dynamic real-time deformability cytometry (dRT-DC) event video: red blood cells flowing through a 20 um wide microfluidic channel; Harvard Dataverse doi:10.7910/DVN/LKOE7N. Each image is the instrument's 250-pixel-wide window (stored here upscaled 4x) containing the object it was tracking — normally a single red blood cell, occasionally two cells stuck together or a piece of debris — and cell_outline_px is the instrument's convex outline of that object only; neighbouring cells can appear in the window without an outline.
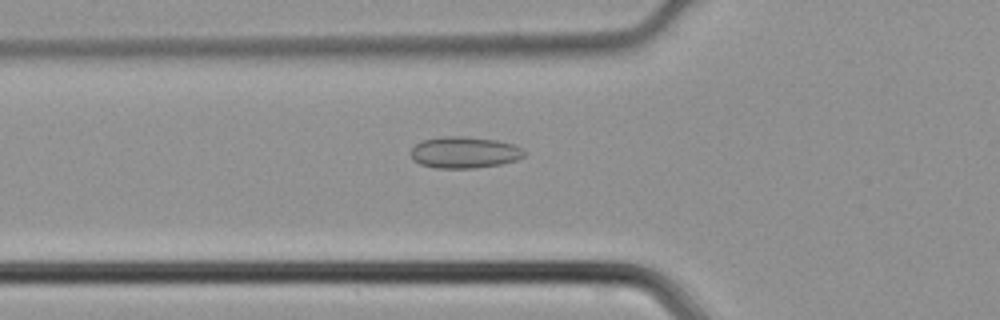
{"species": "common noctule bat (a hibernating species)", "species_latin": "Nyctalus noctula", "temperature_condition": "cold", "stored_images_in_passage": 32, "camera_frame_rate_fps": 3000, "um_per_image_px": 0.085, "animal": {"sex": "male", "body_mass_g": 21.5, "forearm_length_mm": 52.0}, "frame": {"image": 1, "passage_image": 3, "time_ms": 0.667, "image_size_px": [1000, 320], "cell_outline_px": [[524, 156], [516, 160], [500, 164], [472, 168], [436, 168], [420, 164], [412, 160], [408, 152], [420, 140], [440, 136], [468, 136], [496, 140], [516, 144], [524, 152]], "centroid_in_image_um": [39.41, 12.94], "position_along_channel_um": 86.4, "area_um2": 21.1}}
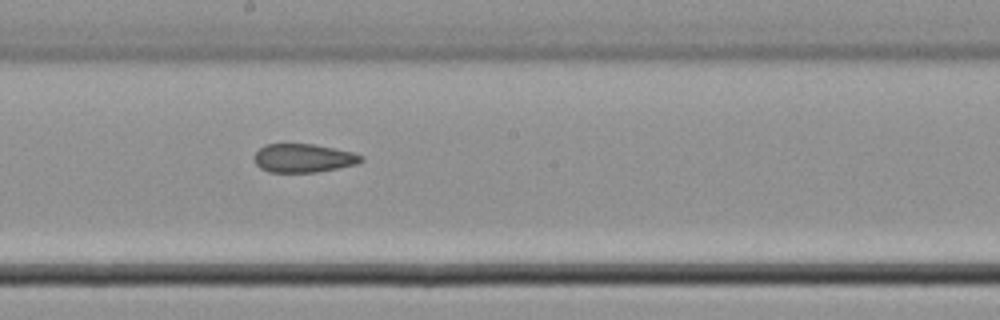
{"frame": {"image": 2, "passage_image": 12, "time_ms": 3.667, "image_size_px": [1000, 320], "cell_outline_px": [[364, 160], [356, 164], [316, 172], [268, 172], [260, 168], [256, 164], [252, 156], [264, 144], [312, 144], [352, 152], [364, 156]], "centroid_in_image_um": [25.75, 13.44], "position_along_channel_um": 222.4, "area_um2": 17.74}}
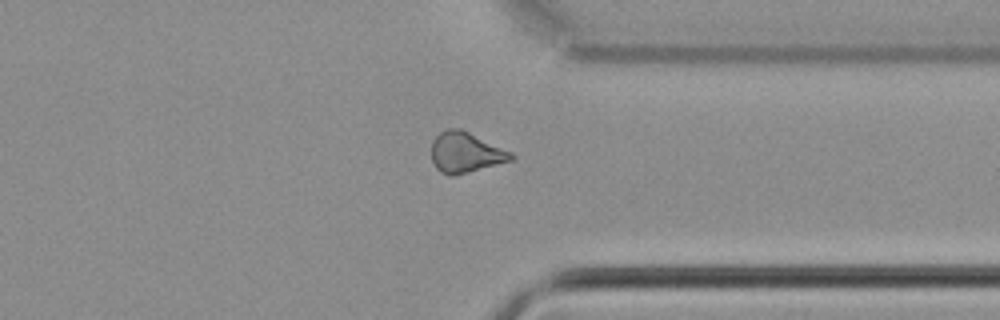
{"frame": {"image": 3, "passage_image": 22, "time_ms": 7.0, "image_size_px": [1000, 320], "cell_outline_px": [[516, 156], [512, 160], [468, 172], [452, 176], [448, 176], [440, 172], [436, 168], [432, 160], [432, 140], [440, 132], [448, 128], [460, 128], [512, 152]], "centroid_in_image_um": [39.56, 12.96], "position_along_channel_um": 371.8, "area_um2": 18.73}}